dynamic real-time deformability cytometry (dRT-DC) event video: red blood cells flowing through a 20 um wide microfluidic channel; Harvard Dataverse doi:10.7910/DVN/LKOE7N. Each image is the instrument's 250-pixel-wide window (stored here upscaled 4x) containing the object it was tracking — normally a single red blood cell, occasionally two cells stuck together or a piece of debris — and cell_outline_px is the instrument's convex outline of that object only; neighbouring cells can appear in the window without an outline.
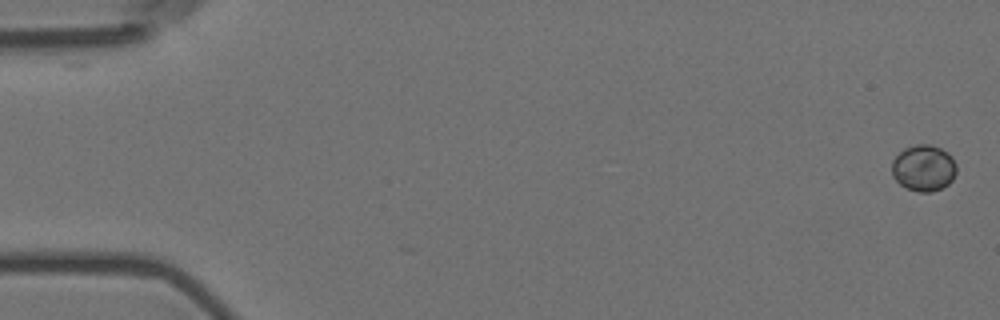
{"species": "Egyptian fruit bat (a non-hibernating species)", "species_latin": "Rousettus aegyptiacus", "temperature_condition": "room temperature", "stored_images_in_passage": 3, "camera_frame_rate_fps": 3000, "um_per_image_px": 0.085, "animal": {"sex": "female"}, "frame": {"image": 1, "passage_image": 1, "time_ms": 0.0, "image_size_px": [1000, 320], "cell_outline_px": [[956, 172], [952, 180], [948, 184], [932, 192], [916, 192], [900, 184], [892, 176], [892, 160], [904, 148], [916, 144], [928, 144], [940, 148], [948, 152], [952, 156], [956, 164]], "centroid_in_image_um": [78.51, 14.28], "position_along_channel_um": 6.5, "area_um2": 17.51}}